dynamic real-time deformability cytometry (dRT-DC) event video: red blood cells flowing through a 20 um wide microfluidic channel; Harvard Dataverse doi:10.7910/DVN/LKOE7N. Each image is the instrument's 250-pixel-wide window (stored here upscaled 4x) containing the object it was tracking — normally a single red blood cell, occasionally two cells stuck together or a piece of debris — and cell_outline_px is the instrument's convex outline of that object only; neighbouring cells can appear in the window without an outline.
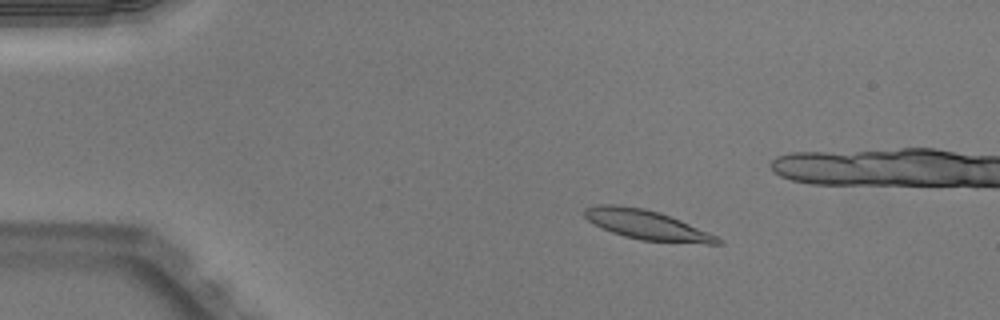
{"species": "Egyptian fruit bat (a non-hibernating species)", "species_latin": "Rousettus aegyptiacus", "temperature_condition": "warm", "stored_images_in_passage": 52, "camera_frame_rate_fps": 3000, "um_per_image_px": 0.085, "animal": {"sex": "male"}, "frame": {"image": 1, "passage_image": 9, "time_ms": 2.667, "image_size_px": [1000, 320], "cell_outline_px": [[724, 244], [704, 244], [640, 240], [624, 236], [612, 232], [588, 220], [584, 216], [584, 208], [596, 204], [616, 204], [644, 208], [660, 212], [680, 220], [708, 232], [724, 240]], "centroid_in_image_um": [55.0, 19.11], "position_along_channel_um": 30.0, "area_um2": 22.95}}
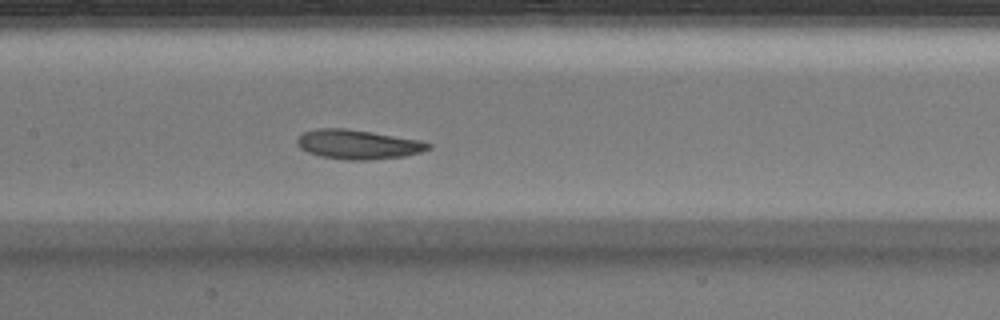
{"frame": {"image": 2, "passage_image": 25, "time_ms": 8.0, "image_size_px": [1000, 320], "cell_outline_px": [[432, 148], [420, 152], [404, 156], [372, 160], [348, 160], [320, 156], [308, 152], [300, 148], [296, 144], [296, 136], [304, 132], [316, 128], [344, 128], [372, 132], [420, 140], [432, 144]], "centroid_in_image_um": [30.4, 12.27], "position_along_channel_um": 177.0, "area_um2": 22.6}}
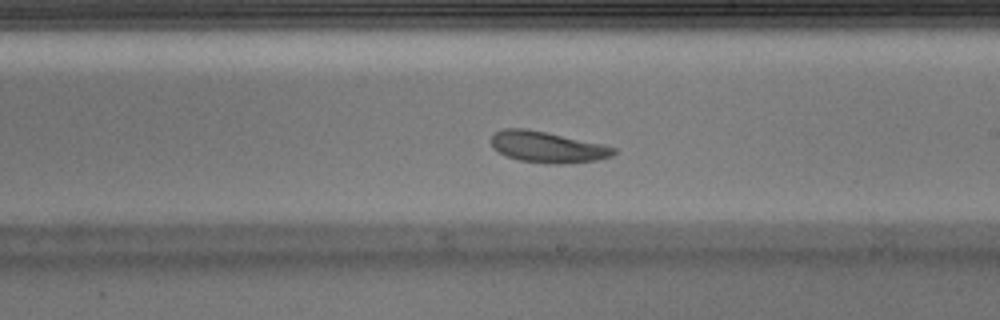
{"frame": {"image": 3, "passage_image": 30, "time_ms": 9.667, "image_size_px": [1000, 320], "cell_outline_px": [[616, 152], [612, 156], [596, 160], [564, 164], [544, 164], [520, 160], [508, 156], [492, 148], [492, 136], [496, 132], [504, 128], [528, 128], [600, 144], [616, 148]], "centroid_in_image_um": [46.52, 12.5], "position_along_channel_um": 242.5, "area_um2": 22.02}, "authors_computed_cell_mechanics": {"area_um2": 22.6576, "velocity_mm_per_s": 3.9373, "shape_relaxation_time_tau1_ms": 2.0502, "shape_relaxation_time_tau2_ms": 2.2681, "deformation_change_tau1": 0.1248, "deformation_change_tau2": 0.1021}}